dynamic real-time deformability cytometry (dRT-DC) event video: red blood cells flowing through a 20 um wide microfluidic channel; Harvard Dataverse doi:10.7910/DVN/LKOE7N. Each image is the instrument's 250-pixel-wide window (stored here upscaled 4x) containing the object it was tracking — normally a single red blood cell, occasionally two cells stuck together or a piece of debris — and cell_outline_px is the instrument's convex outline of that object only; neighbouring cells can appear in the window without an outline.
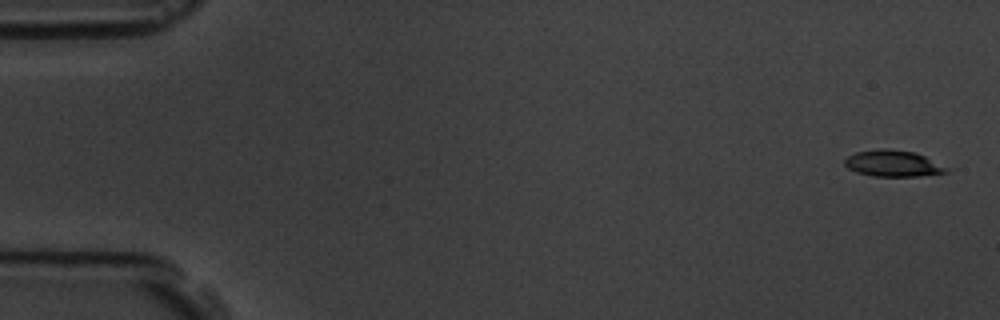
{"species": "common noctule bat (a hibernating species)", "species_latin": "Nyctalus noctula", "temperature_condition": "room temperature", "stored_images_in_passage": 8, "camera_frame_rate_fps": 3000, "um_per_image_px": 0.085, "animal": {"sex": "male", "body_mass_g": 19.5, "forearm_length_mm": 54.6}, "frame": {"image": 1, "passage_image": 1, "time_ms": 0.0, "image_size_px": [1000, 320], "cell_outline_px": [[948, 172], [916, 176], [872, 176], [856, 172], [848, 168], [844, 164], [844, 160], [848, 156], [856, 152], [880, 148], [884, 148], [916, 152], [948, 168]], "centroid_in_image_um": [75.86, 13.89], "position_along_channel_um": 9.1, "area_um2": 15.49}}
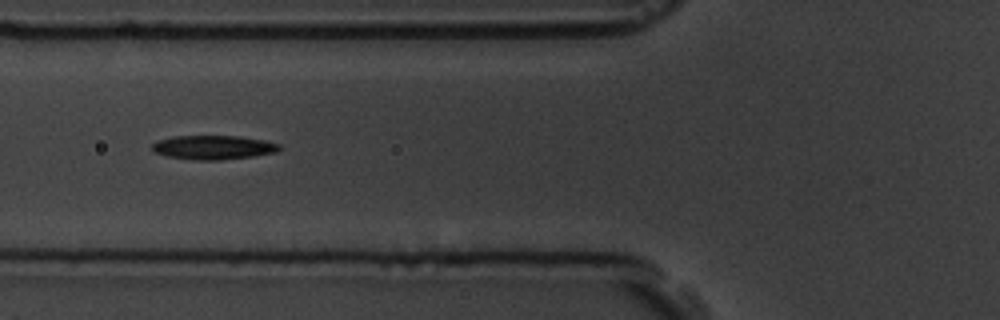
{"frame": {"image": 2, "passage_image": 7, "time_ms": 6.667, "image_size_px": [1000, 320], "cell_outline_px": [[284, 148], [276, 152], [252, 156], [220, 160], [196, 160], [168, 156], [152, 152], [152, 144], [156, 140], [172, 136], [240, 136], [264, 140], [280, 144]], "centroid_in_image_um": [18.13, 12.52], "position_along_channel_um": 107.7, "area_um2": 17.98}}
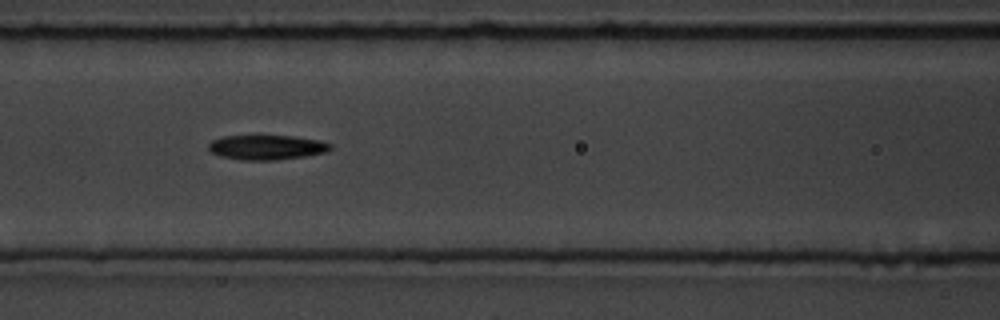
{"frame": {"image": 3, "passage_image": 8, "time_ms": 7.667, "image_size_px": [1000, 320], "cell_outline_px": [[332, 148], [324, 152], [304, 156], [276, 160], [240, 160], [220, 156], [212, 152], [208, 148], [208, 144], [212, 140], [224, 136], [292, 136], [320, 140], [332, 144]], "centroid_in_image_um": [22.66, 12.52], "position_along_channel_um": 143.9, "area_um2": 17.46}}